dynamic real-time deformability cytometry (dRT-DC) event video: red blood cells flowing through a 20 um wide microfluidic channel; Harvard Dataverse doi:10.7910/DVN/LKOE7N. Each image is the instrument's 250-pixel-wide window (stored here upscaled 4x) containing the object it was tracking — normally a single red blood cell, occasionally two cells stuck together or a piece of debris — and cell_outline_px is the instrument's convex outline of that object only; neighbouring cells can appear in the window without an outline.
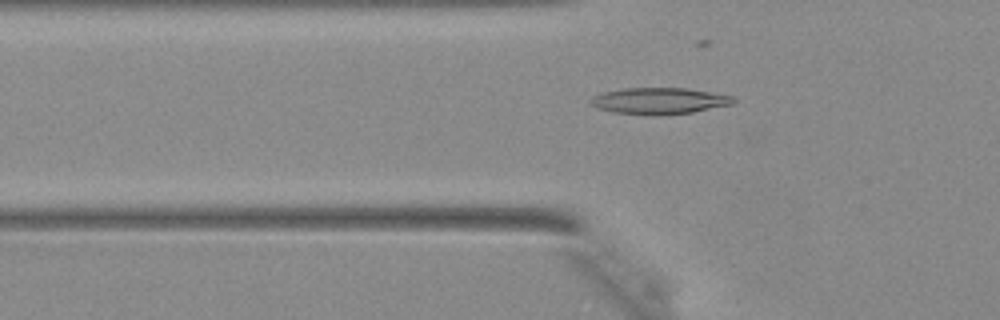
{"species": "Egyptian fruit bat (a non-hibernating species)", "species_latin": "Rousettus aegyptiacus", "temperature_condition": "warm", "stored_images_in_passage": 35, "camera_frame_rate_fps": 3000, "um_per_image_px": 0.085, "animal": {"sex": "female"}, "frame": {"image": 1, "passage_image": 14, "time_ms": 4.333, "image_size_px": [1000, 320], "cell_outline_px": [[736, 100], [732, 104], [692, 112], [616, 112], [596, 108], [588, 100], [592, 96], [604, 92], [624, 88], [684, 88], [732, 96]], "centroid_in_image_um": [56.01, 8.52], "position_along_channel_um": 69.8, "area_um2": 20.69}}
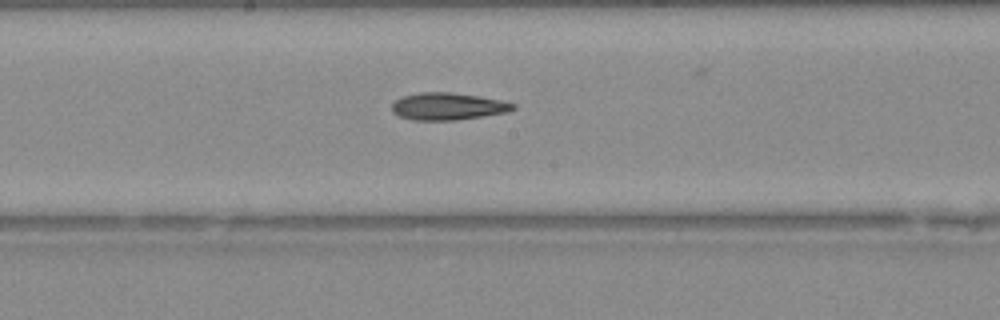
{"frame": {"image": 2, "passage_image": 23, "time_ms": 7.333, "image_size_px": [1000, 320], "cell_outline_px": [[516, 108], [508, 112], [484, 116], [456, 120], [412, 120], [400, 116], [392, 112], [392, 104], [396, 100], [404, 96], [420, 92], [448, 92], [480, 96], [500, 100], [516, 104]], "centroid_in_image_um": [38.09, 9.04], "position_along_channel_um": 210.1, "area_um2": 19.19}}
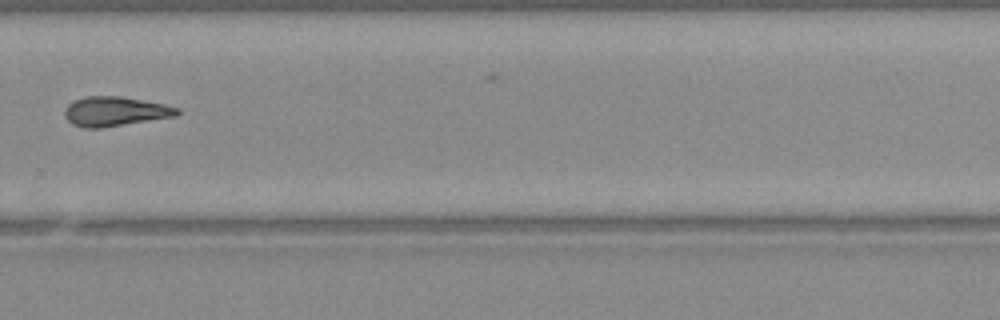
{"frame": {"image": 3, "passage_image": 30, "time_ms": 9.667, "image_size_px": [1000, 320], "cell_outline_px": [[180, 112], [176, 116], [100, 128], [84, 128], [72, 124], [68, 120], [64, 112], [64, 108], [68, 104], [84, 96], [120, 96], [164, 104], [180, 108]], "centroid_in_image_um": [9.77, 9.47], "position_along_channel_um": 320.0, "area_um2": 19.25}}